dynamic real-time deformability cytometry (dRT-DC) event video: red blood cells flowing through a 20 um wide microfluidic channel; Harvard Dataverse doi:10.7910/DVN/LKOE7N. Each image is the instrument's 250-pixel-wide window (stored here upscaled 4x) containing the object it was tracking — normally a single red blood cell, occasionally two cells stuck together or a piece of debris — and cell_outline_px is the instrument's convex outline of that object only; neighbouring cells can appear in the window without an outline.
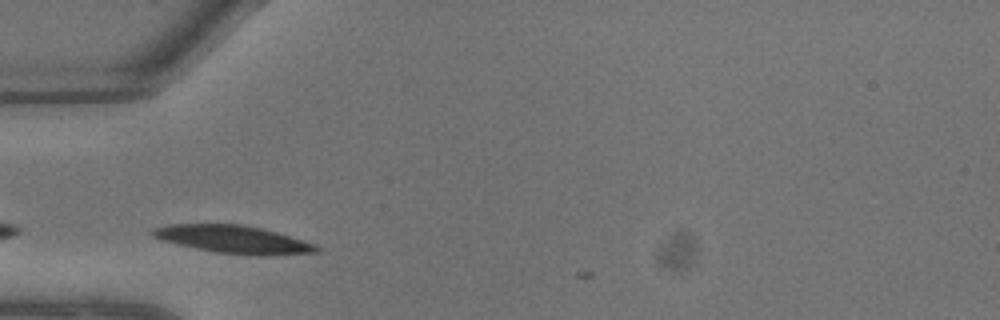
{"species": "common noctule bat (a hibernating species)", "species_latin": "Nyctalus noctula", "temperature_condition": "warm", "stored_images_in_passage": 3, "camera_frame_rate_fps": 3000, "um_per_image_px": 0.085, "animal": {"sex": "male", "body_mass_g": 13.3}, "frame": {"image": 1, "passage_image": 2, "time_ms": 0.333, "image_size_px": [1000, 320], "cell_outline_px": [[320, 252], [268, 256], [252, 256], [216, 252], [176, 244], [160, 240], [152, 236], [148, 232], [152, 228], [168, 224], [244, 224], [264, 228], [316, 244], [320, 248]], "centroid_in_image_um": [19.84, 20.35], "position_along_channel_um": 65.2, "area_um2": 27.05}}